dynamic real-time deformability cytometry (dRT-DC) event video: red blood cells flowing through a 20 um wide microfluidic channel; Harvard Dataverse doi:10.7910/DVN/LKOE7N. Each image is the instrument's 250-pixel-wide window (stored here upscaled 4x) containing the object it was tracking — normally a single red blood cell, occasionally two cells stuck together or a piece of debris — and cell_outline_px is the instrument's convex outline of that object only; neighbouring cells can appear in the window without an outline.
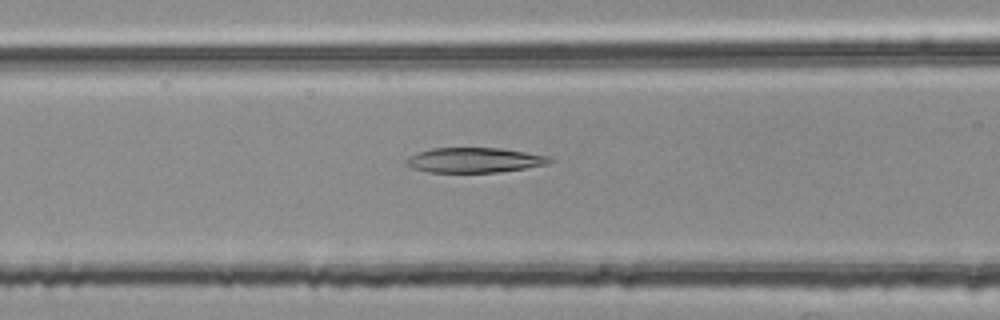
{"species": "common noctule bat (a hibernating species)", "species_latin": "Nyctalus noctula", "temperature_condition": "room temperature", "stored_images_in_passage": 42, "camera_frame_rate_fps": 3000, "um_per_image_px": 0.085, "animal": {"sex": "female", "body_mass_g": 25.1}, "frame": {"image": 1, "passage_image": 10, "time_ms": 3.0, "image_size_px": [1000, 320], "cell_outline_px": [[556, 160], [548, 164], [524, 168], [496, 172], [428, 172], [412, 168], [404, 164], [408, 156], [416, 152], [432, 148], [500, 148], [548, 156]], "centroid_in_image_um": [40.28, 13.61], "position_along_channel_um": 126.3, "area_um2": 20.87}}
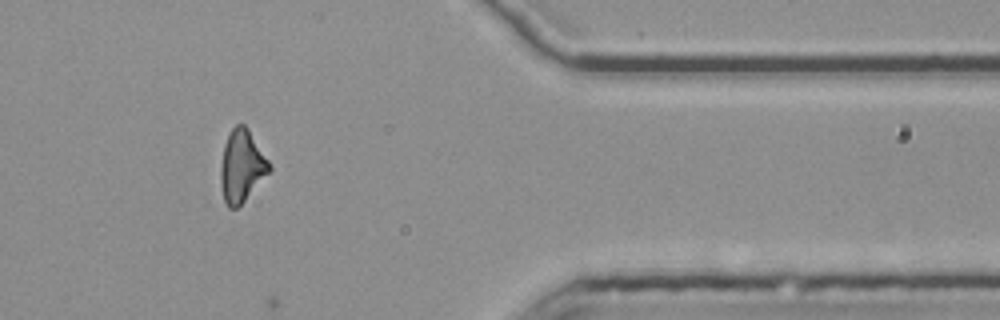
{"frame": {"image": 2, "passage_image": 33, "time_ms": 10.667, "image_size_px": [1000, 320], "cell_outline_px": [[272, 168], [244, 200], [236, 208], [228, 208], [224, 200], [220, 184], [220, 168], [224, 144], [232, 128], [236, 124], [244, 124], [248, 128], [268, 160]], "centroid_in_image_um": [20.52, 14.1], "position_along_channel_um": 390.9, "area_um2": 20.11}}
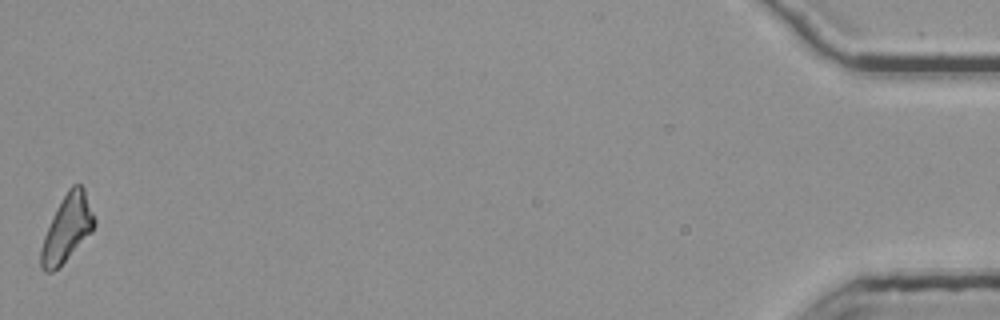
{"frame": {"image": 3, "passage_image": 42, "time_ms": 13.667, "image_size_px": [1000, 320], "cell_outline_px": [[96, 224], [92, 232], [52, 272], [44, 272], [40, 268], [40, 248], [44, 236], [52, 216], [56, 208], [68, 188], [72, 184], [80, 184], [84, 188], [96, 220]], "centroid_in_image_um": [5.69, 19.38], "position_along_channel_um": 429.5, "area_um2": 20.52}}